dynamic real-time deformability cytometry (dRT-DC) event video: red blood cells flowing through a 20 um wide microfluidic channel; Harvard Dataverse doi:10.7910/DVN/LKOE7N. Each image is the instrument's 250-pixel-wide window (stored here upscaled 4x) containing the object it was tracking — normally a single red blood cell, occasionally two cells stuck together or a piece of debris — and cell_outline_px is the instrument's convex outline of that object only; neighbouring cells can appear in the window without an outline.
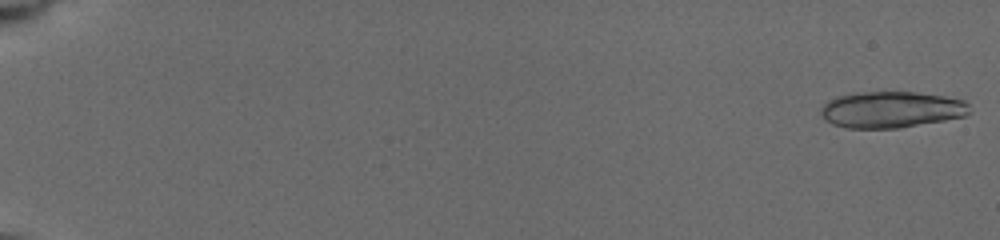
{"species": "common noctule bat (a hibernating species)", "species_latin": "Nyctalus noctula", "temperature_condition": "cold", "stored_images_in_passage": 18, "camera_frame_rate_fps": 3000, "um_per_image_px": 0.085, "animal": {"sex": "female", "body_mass_g": 19.5, "forearm_length_mm": 54.1}, "frame": {"image": 1, "passage_image": 1, "time_ms": 0.0, "image_size_px": [1000, 240], "cell_outline_px": [[972, 112], [964, 116], [944, 120], [900, 128], [848, 128], [832, 124], [824, 120], [820, 116], [820, 108], [828, 100], [836, 96], [856, 92], [916, 92], [944, 96], [964, 100], [968, 104]], "centroid_in_image_um": [75.73, 9.31], "position_along_channel_um": 9.3, "area_um2": 31.79}}
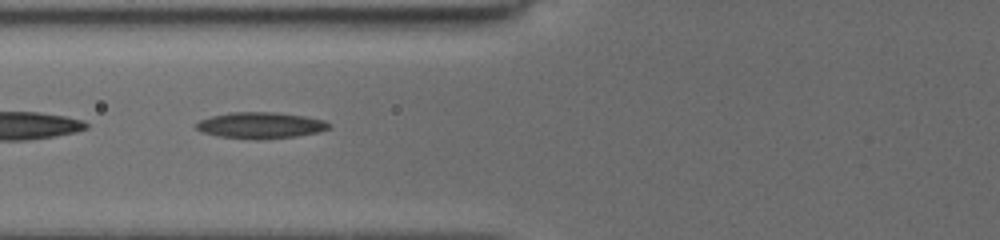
{"frame": {"image": 2, "passage_image": 14, "time_ms": 7.667, "image_size_px": [1000, 240], "cell_outline_px": [[332, 124], [328, 128], [316, 132], [296, 136], [260, 140], [248, 140], [220, 136], [204, 132], [196, 128], [196, 124], [200, 120], [212, 116], [232, 112], [276, 112], [304, 116], [324, 120]], "centroid_in_image_um": [22.15, 10.66], "position_along_channel_um": 103.6, "area_um2": 20.23}}
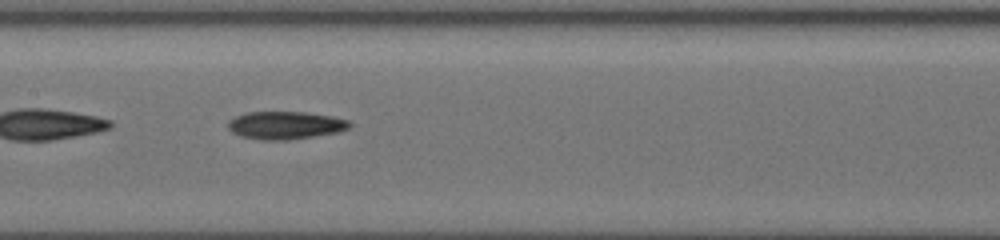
{"frame": {"image": 3, "passage_image": 17, "time_ms": 9.667, "image_size_px": [1000, 240], "cell_outline_px": [[352, 124], [348, 128], [336, 132], [312, 136], [284, 140], [264, 140], [244, 136], [232, 132], [228, 128], [228, 120], [236, 116], [248, 112], [308, 112], [332, 116], [348, 120]], "centroid_in_image_um": [24.25, 10.63], "position_along_channel_um": 183.1, "area_um2": 19.42}}